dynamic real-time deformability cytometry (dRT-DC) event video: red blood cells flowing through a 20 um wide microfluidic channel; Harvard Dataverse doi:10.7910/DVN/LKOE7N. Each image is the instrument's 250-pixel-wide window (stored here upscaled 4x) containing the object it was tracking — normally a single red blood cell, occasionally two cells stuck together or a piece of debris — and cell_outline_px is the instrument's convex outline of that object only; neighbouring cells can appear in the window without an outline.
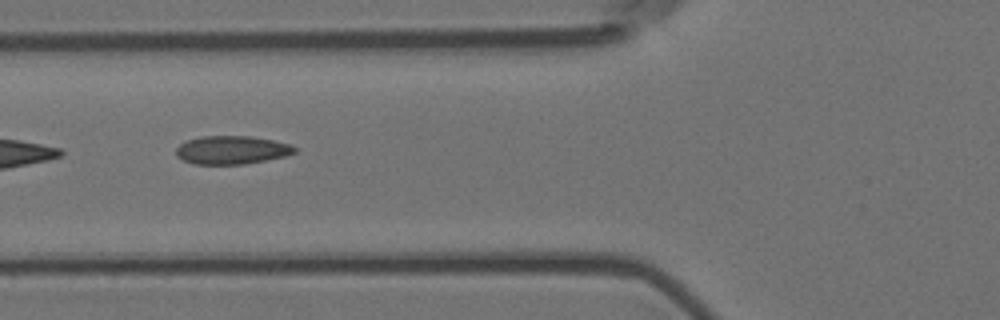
{"species": "Egyptian fruit bat (a non-hibernating species)", "species_latin": "Rousettus aegyptiacus", "temperature_condition": "room temperature", "stored_images_in_passage": 6, "camera_frame_rate_fps": 3000, "um_per_image_px": 0.085, "animal": {"sex": "female"}, "frame": {"image": 1, "passage_image": 2, "time_ms": 0.333, "image_size_px": [1000, 320], "cell_outline_px": [[296, 152], [284, 156], [244, 164], [192, 164], [176, 156], [176, 148], [180, 144], [188, 140], [200, 136], [252, 136], [272, 140], [288, 144], [296, 148]], "centroid_in_image_um": [19.66, 12.74], "position_along_channel_um": 106.1, "area_um2": 19.42}}
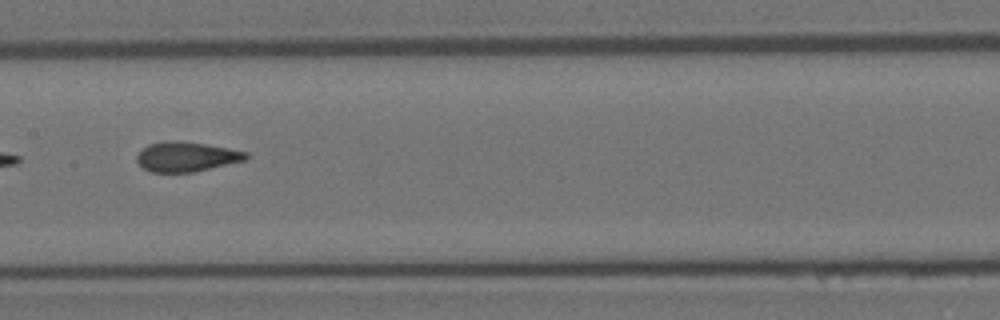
{"frame": {"image": 2, "passage_image": 4, "time_ms": 1.0, "image_size_px": [1000, 320], "cell_outline_px": [[248, 156], [244, 160], [192, 172], [152, 172], [144, 168], [136, 160], [136, 156], [148, 144], [164, 140], [176, 140], [204, 144], [228, 148], [248, 152]], "centroid_in_image_um": [15.81, 13.3], "position_along_channel_um": 191.6, "area_um2": 18.67}}
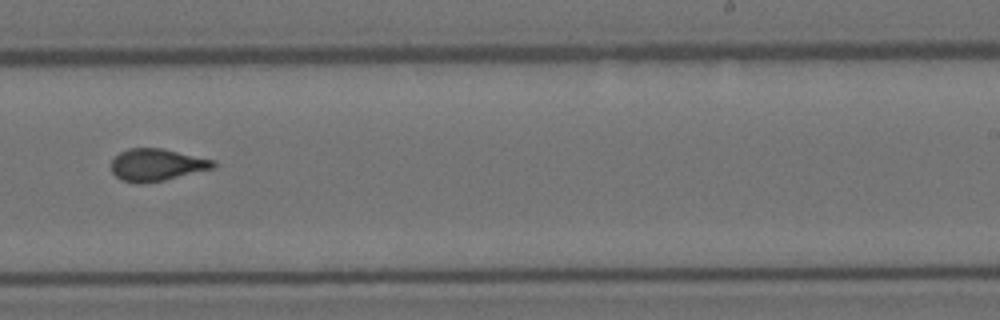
{"frame": {"image": 3, "passage_image": 6, "time_ms": 1.667, "image_size_px": [1000, 320], "cell_outline_px": [[216, 164], [212, 168], [164, 180], [136, 184], [120, 180], [112, 172], [112, 160], [120, 152], [128, 148], [160, 148], [216, 160]], "centroid_in_image_um": [13.29, 14.01], "position_along_channel_um": 275.7, "area_um2": 18.96}}